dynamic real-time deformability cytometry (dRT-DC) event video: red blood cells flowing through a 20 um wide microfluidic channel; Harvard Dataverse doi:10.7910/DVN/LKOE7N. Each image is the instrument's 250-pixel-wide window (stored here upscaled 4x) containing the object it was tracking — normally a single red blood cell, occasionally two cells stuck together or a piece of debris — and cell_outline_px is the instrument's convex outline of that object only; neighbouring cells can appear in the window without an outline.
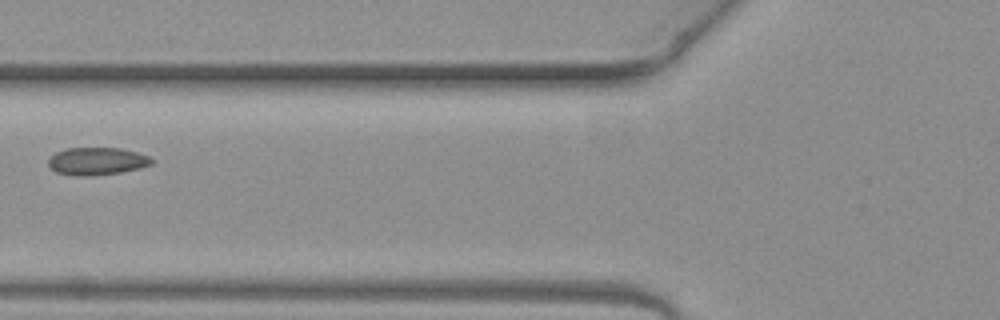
{"species": "common noctule bat (a hibernating species)", "species_latin": "Nyctalus noctula", "temperature_condition": "warm", "stored_images_in_passage": 4, "camera_frame_rate_fps": 3000, "um_per_image_px": 0.085, "animal": {"sex": "female", "body_mass_g": 19.3, "forearm_length_mm": 54.1}, "frame": {"image": 1, "passage_image": 3, "time_ms": 0.667, "image_size_px": [1000, 320], "cell_outline_px": [[152, 164], [140, 168], [120, 172], [88, 176], [80, 176], [56, 172], [48, 164], [48, 160], [56, 152], [68, 148], [120, 148], [136, 152], [148, 156], [152, 160]], "centroid_in_image_um": [8.24, 13.7], "position_along_channel_um": 117.6, "area_um2": 16.36}}
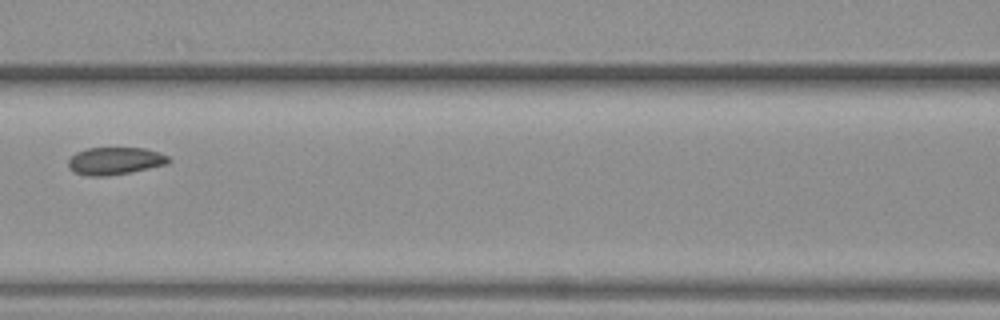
{"frame": {"image": 2, "passage_image": 4, "time_ms": 1.0, "image_size_px": [1000, 320], "cell_outline_px": [[172, 160], [168, 164], [132, 172], [108, 176], [88, 176], [72, 172], [68, 168], [68, 160], [76, 152], [88, 148], [144, 148], [160, 152], [168, 156]], "centroid_in_image_um": [9.78, 13.69], "position_along_channel_um": 156.8, "area_um2": 16.3}}